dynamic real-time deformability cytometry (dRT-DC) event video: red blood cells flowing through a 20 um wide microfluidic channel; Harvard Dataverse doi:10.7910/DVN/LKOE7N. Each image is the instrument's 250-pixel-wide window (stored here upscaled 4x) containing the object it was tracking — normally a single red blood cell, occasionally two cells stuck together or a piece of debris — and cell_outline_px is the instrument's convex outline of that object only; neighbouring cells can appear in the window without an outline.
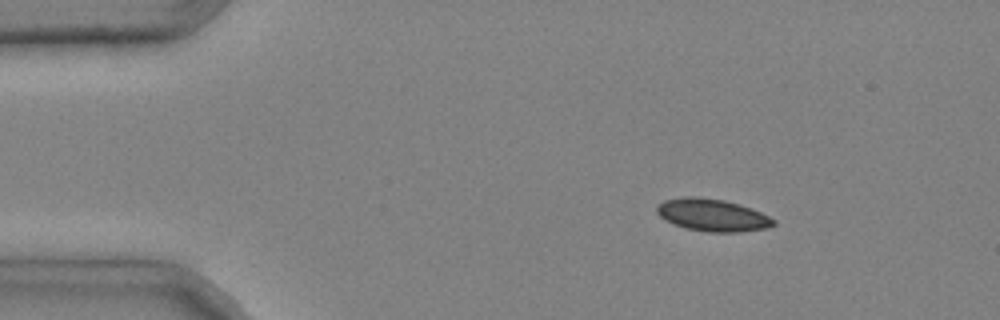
{"species": "common noctule bat (a hibernating species)", "species_latin": "Nyctalus noctula", "temperature_condition": "cold", "stored_images_in_passage": 3, "camera_frame_rate_fps": 3000, "um_per_image_px": 0.085, "animal": {"sex": "male", "body_mass_g": 20.4}, "frame": {"image": 1, "passage_image": 2, "time_ms": 0.333, "image_size_px": [1000, 320], "cell_outline_px": [[776, 224], [768, 228], [740, 232], [708, 232], [684, 228], [672, 224], [664, 220], [656, 212], [656, 208], [664, 200], [684, 196], [696, 196], [724, 200], [740, 204], [752, 208], [776, 220]], "centroid_in_image_um": [60.55, 18.28], "position_along_channel_um": 24.4, "area_um2": 22.25}}